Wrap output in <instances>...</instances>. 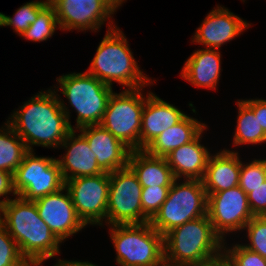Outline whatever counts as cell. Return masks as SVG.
<instances>
[{"mask_svg":"<svg viewBox=\"0 0 266 266\" xmlns=\"http://www.w3.org/2000/svg\"><path fill=\"white\" fill-rule=\"evenodd\" d=\"M107 32L99 43L96 54L86 70L112 87L117 82L127 89H138L154 83L138 66L126 36L111 19Z\"/></svg>","mask_w":266,"mask_h":266,"instance_id":"4","label":"cell"},{"mask_svg":"<svg viewBox=\"0 0 266 266\" xmlns=\"http://www.w3.org/2000/svg\"><path fill=\"white\" fill-rule=\"evenodd\" d=\"M60 29L56 10L54 6L49 2L37 15L36 20L25 30L21 35L26 40L33 42L46 41L51 38L56 28Z\"/></svg>","mask_w":266,"mask_h":266,"instance_id":"26","label":"cell"},{"mask_svg":"<svg viewBox=\"0 0 266 266\" xmlns=\"http://www.w3.org/2000/svg\"><path fill=\"white\" fill-rule=\"evenodd\" d=\"M110 239L120 266H161L164 259V236L150 222L111 225Z\"/></svg>","mask_w":266,"mask_h":266,"instance_id":"5","label":"cell"},{"mask_svg":"<svg viewBox=\"0 0 266 266\" xmlns=\"http://www.w3.org/2000/svg\"><path fill=\"white\" fill-rule=\"evenodd\" d=\"M179 181L175 179L172 183L167 199L150 220L151 226L162 236L175 227L207 215V194L202 180Z\"/></svg>","mask_w":266,"mask_h":266,"instance_id":"7","label":"cell"},{"mask_svg":"<svg viewBox=\"0 0 266 266\" xmlns=\"http://www.w3.org/2000/svg\"><path fill=\"white\" fill-rule=\"evenodd\" d=\"M96 155L97 164L104 172H113L128 166L131 149L115 138L101 124L87 125L78 129Z\"/></svg>","mask_w":266,"mask_h":266,"instance_id":"16","label":"cell"},{"mask_svg":"<svg viewBox=\"0 0 266 266\" xmlns=\"http://www.w3.org/2000/svg\"><path fill=\"white\" fill-rule=\"evenodd\" d=\"M79 219L85 226L106 223L107 202L110 188L109 173L78 177L65 181ZM105 219V220H103Z\"/></svg>","mask_w":266,"mask_h":266,"instance_id":"11","label":"cell"},{"mask_svg":"<svg viewBox=\"0 0 266 266\" xmlns=\"http://www.w3.org/2000/svg\"><path fill=\"white\" fill-rule=\"evenodd\" d=\"M128 166L136 174L142 187L172 186L175 181L166 158L152 156L144 149L131 151Z\"/></svg>","mask_w":266,"mask_h":266,"instance_id":"22","label":"cell"},{"mask_svg":"<svg viewBox=\"0 0 266 266\" xmlns=\"http://www.w3.org/2000/svg\"><path fill=\"white\" fill-rule=\"evenodd\" d=\"M207 194V215L214 231L225 242V235L243 231L245 225L254 217L247 194L239 187Z\"/></svg>","mask_w":266,"mask_h":266,"instance_id":"13","label":"cell"},{"mask_svg":"<svg viewBox=\"0 0 266 266\" xmlns=\"http://www.w3.org/2000/svg\"><path fill=\"white\" fill-rule=\"evenodd\" d=\"M225 243L221 263L223 266H266V259L260 254L252 252L238 243L230 248Z\"/></svg>","mask_w":266,"mask_h":266,"instance_id":"28","label":"cell"},{"mask_svg":"<svg viewBox=\"0 0 266 266\" xmlns=\"http://www.w3.org/2000/svg\"><path fill=\"white\" fill-rule=\"evenodd\" d=\"M241 159L234 150L210 154L202 183L206 193H216L238 186Z\"/></svg>","mask_w":266,"mask_h":266,"instance_id":"19","label":"cell"},{"mask_svg":"<svg viewBox=\"0 0 266 266\" xmlns=\"http://www.w3.org/2000/svg\"><path fill=\"white\" fill-rule=\"evenodd\" d=\"M16 195L35 201L65 187L59 163L53 157H41L29 151L13 174Z\"/></svg>","mask_w":266,"mask_h":266,"instance_id":"10","label":"cell"},{"mask_svg":"<svg viewBox=\"0 0 266 266\" xmlns=\"http://www.w3.org/2000/svg\"><path fill=\"white\" fill-rule=\"evenodd\" d=\"M49 2L50 0L27 2L16 10L13 17L0 12V27L11 26L16 34L22 35Z\"/></svg>","mask_w":266,"mask_h":266,"instance_id":"27","label":"cell"},{"mask_svg":"<svg viewBox=\"0 0 266 266\" xmlns=\"http://www.w3.org/2000/svg\"><path fill=\"white\" fill-rule=\"evenodd\" d=\"M0 266H31L22 256L15 240L0 222Z\"/></svg>","mask_w":266,"mask_h":266,"instance_id":"30","label":"cell"},{"mask_svg":"<svg viewBox=\"0 0 266 266\" xmlns=\"http://www.w3.org/2000/svg\"><path fill=\"white\" fill-rule=\"evenodd\" d=\"M1 223L31 266H41L42 262L60 254L62 242L41 219L34 201L15 196L2 204Z\"/></svg>","mask_w":266,"mask_h":266,"instance_id":"2","label":"cell"},{"mask_svg":"<svg viewBox=\"0 0 266 266\" xmlns=\"http://www.w3.org/2000/svg\"><path fill=\"white\" fill-rule=\"evenodd\" d=\"M34 202L41 219L61 242L85 228L76 213L71 195L66 187Z\"/></svg>","mask_w":266,"mask_h":266,"instance_id":"14","label":"cell"},{"mask_svg":"<svg viewBox=\"0 0 266 266\" xmlns=\"http://www.w3.org/2000/svg\"><path fill=\"white\" fill-rule=\"evenodd\" d=\"M10 193H12L13 196H17L14 190L13 174L0 169V197L6 196L4 199L0 200L2 204L11 200V198L7 196Z\"/></svg>","mask_w":266,"mask_h":266,"instance_id":"34","label":"cell"},{"mask_svg":"<svg viewBox=\"0 0 266 266\" xmlns=\"http://www.w3.org/2000/svg\"><path fill=\"white\" fill-rule=\"evenodd\" d=\"M54 266H98L95 264H92L89 261H68V260H60L58 259V262Z\"/></svg>","mask_w":266,"mask_h":266,"instance_id":"36","label":"cell"},{"mask_svg":"<svg viewBox=\"0 0 266 266\" xmlns=\"http://www.w3.org/2000/svg\"><path fill=\"white\" fill-rule=\"evenodd\" d=\"M221 52L218 49H198L186 60L180 76L191 85L215 90L221 69Z\"/></svg>","mask_w":266,"mask_h":266,"instance_id":"21","label":"cell"},{"mask_svg":"<svg viewBox=\"0 0 266 266\" xmlns=\"http://www.w3.org/2000/svg\"><path fill=\"white\" fill-rule=\"evenodd\" d=\"M236 103L238 117L232 142L234 146L266 143V133L258 121V116H254L253 110L242 99Z\"/></svg>","mask_w":266,"mask_h":266,"instance_id":"24","label":"cell"},{"mask_svg":"<svg viewBox=\"0 0 266 266\" xmlns=\"http://www.w3.org/2000/svg\"><path fill=\"white\" fill-rule=\"evenodd\" d=\"M3 126L0 128V169L14 174L29 150L7 122Z\"/></svg>","mask_w":266,"mask_h":266,"instance_id":"25","label":"cell"},{"mask_svg":"<svg viewBox=\"0 0 266 266\" xmlns=\"http://www.w3.org/2000/svg\"><path fill=\"white\" fill-rule=\"evenodd\" d=\"M212 9L193 35V43L202 44L206 48L218 49L241 35L249 27L247 21L233 14L220 5Z\"/></svg>","mask_w":266,"mask_h":266,"instance_id":"15","label":"cell"},{"mask_svg":"<svg viewBox=\"0 0 266 266\" xmlns=\"http://www.w3.org/2000/svg\"><path fill=\"white\" fill-rule=\"evenodd\" d=\"M186 115L156 94L147 93L142 111L140 150L145 149L158 135L180 122Z\"/></svg>","mask_w":266,"mask_h":266,"instance_id":"18","label":"cell"},{"mask_svg":"<svg viewBox=\"0 0 266 266\" xmlns=\"http://www.w3.org/2000/svg\"><path fill=\"white\" fill-rule=\"evenodd\" d=\"M171 186H150L142 188V211L151 220L165 202Z\"/></svg>","mask_w":266,"mask_h":266,"instance_id":"32","label":"cell"},{"mask_svg":"<svg viewBox=\"0 0 266 266\" xmlns=\"http://www.w3.org/2000/svg\"><path fill=\"white\" fill-rule=\"evenodd\" d=\"M243 101L253 110L254 116H258V121L266 133V100L265 99H243Z\"/></svg>","mask_w":266,"mask_h":266,"instance_id":"35","label":"cell"},{"mask_svg":"<svg viewBox=\"0 0 266 266\" xmlns=\"http://www.w3.org/2000/svg\"><path fill=\"white\" fill-rule=\"evenodd\" d=\"M56 80L60 86L57 89L53 87L54 90H60L71 107L76 110L74 129L101 123L113 93L111 86L87 72L68 73L57 77Z\"/></svg>","mask_w":266,"mask_h":266,"instance_id":"6","label":"cell"},{"mask_svg":"<svg viewBox=\"0 0 266 266\" xmlns=\"http://www.w3.org/2000/svg\"><path fill=\"white\" fill-rule=\"evenodd\" d=\"M206 128L205 123L186 115L158 135L144 150L152 156L167 157L174 149L193 141Z\"/></svg>","mask_w":266,"mask_h":266,"instance_id":"23","label":"cell"},{"mask_svg":"<svg viewBox=\"0 0 266 266\" xmlns=\"http://www.w3.org/2000/svg\"><path fill=\"white\" fill-rule=\"evenodd\" d=\"M76 134V129H72L60 146L66 149L65 155L57 159L64 181L104 173L86 138L81 133Z\"/></svg>","mask_w":266,"mask_h":266,"instance_id":"17","label":"cell"},{"mask_svg":"<svg viewBox=\"0 0 266 266\" xmlns=\"http://www.w3.org/2000/svg\"><path fill=\"white\" fill-rule=\"evenodd\" d=\"M205 129L191 142L174 149L166 158L175 179L202 180L205 174L209 149L202 145Z\"/></svg>","mask_w":266,"mask_h":266,"instance_id":"20","label":"cell"},{"mask_svg":"<svg viewBox=\"0 0 266 266\" xmlns=\"http://www.w3.org/2000/svg\"><path fill=\"white\" fill-rule=\"evenodd\" d=\"M143 87L113 92L101 125L131 150H140L142 111L145 104Z\"/></svg>","mask_w":266,"mask_h":266,"instance_id":"8","label":"cell"},{"mask_svg":"<svg viewBox=\"0 0 266 266\" xmlns=\"http://www.w3.org/2000/svg\"><path fill=\"white\" fill-rule=\"evenodd\" d=\"M161 266H189V265H173L164 261Z\"/></svg>","mask_w":266,"mask_h":266,"instance_id":"37","label":"cell"},{"mask_svg":"<svg viewBox=\"0 0 266 266\" xmlns=\"http://www.w3.org/2000/svg\"><path fill=\"white\" fill-rule=\"evenodd\" d=\"M250 243L241 244L266 259V216L253 217L243 228Z\"/></svg>","mask_w":266,"mask_h":266,"instance_id":"31","label":"cell"},{"mask_svg":"<svg viewBox=\"0 0 266 266\" xmlns=\"http://www.w3.org/2000/svg\"><path fill=\"white\" fill-rule=\"evenodd\" d=\"M70 113L58 92L50 88L24 102L7 123L23 139L29 151H34L33 145L56 149L74 129Z\"/></svg>","mask_w":266,"mask_h":266,"instance_id":"1","label":"cell"},{"mask_svg":"<svg viewBox=\"0 0 266 266\" xmlns=\"http://www.w3.org/2000/svg\"><path fill=\"white\" fill-rule=\"evenodd\" d=\"M2 220V203L0 202V222Z\"/></svg>","mask_w":266,"mask_h":266,"instance_id":"38","label":"cell"},{"mask_svg":"<svg viewBox=\"0 0 266 266\" xmlns=\"http://www.w3.org/2000/svg\"><path fill=\"white\" fill-rule=\"evenodd\" d=\"M123 2L125 0H50L60 30L82 32L100 30Z\"/></svg>","mask_w":266,"mask_h":266,"instance_id":"12","label":"cell"},{"mask_svg":"<svg viewBox=\"0 0 266 266\" xmlns=\"http://www.w3.org/2000/svg\"><path fill=\"white\" fill-rule=\"evenodd\" d=\"M223 245L206 215L164 235V259L173 265L218 266L222 263Z\"/></svg>","mask_w":266,"mask_h":266,"instance_id":"3","label":"cell"},{"mask_svg":"<svg viewBox=\"0 0 266 266\" xmlns=\"http://www.w3.org/2000/svg\"><path fill=\"white\" fill-rule=\"evenodd\" d=\"M248 204L254 217L266 216V181L247 194Z\"/></svg>","mask_w":266,"mask_h":266,"instance_id":"33","label":"cell"},{"mask_svg":"<svg viewBox=\"0 0 266 266\" xmlns=\"http://www.w3.org/2000/svg\"><path fill=\"white\" fill-rule=\"evenodd\" d=\"M110 188L106 224L128 225L150 222L142 211V186L133 170L126 166L109 173Z\"/></svg>","mask_w":266,"mask_h":266,"instance_id":"9","label":"cell"},{"mask_svg":"<svg viewBox=\"0 0 266 266\" xmlns=\"http://www.w3.org/2000/svg\"><path fill=\"white\" fill-rule=\"evenodd\" d=\"M266 181V159H254L246 164L241 161L238 186L246 193Z\"/></svg>","mask_w":266,"mask_h":266,"instance_id":"29","label":"cell"}]
</instances>
